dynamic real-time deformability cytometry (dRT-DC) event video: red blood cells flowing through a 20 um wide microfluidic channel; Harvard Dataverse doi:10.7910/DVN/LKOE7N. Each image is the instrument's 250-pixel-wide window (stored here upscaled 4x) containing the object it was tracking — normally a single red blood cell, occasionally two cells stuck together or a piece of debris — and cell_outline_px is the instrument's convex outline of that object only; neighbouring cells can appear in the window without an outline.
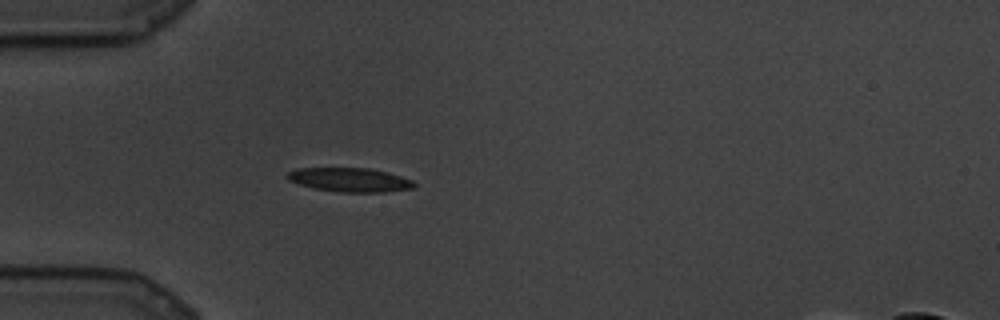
{"species": "common noctule bat (a hibernating species)", "species_latin": "Nyctalus noctula", "temperature_condition": "cold", "stored_images_in_passage": 63, "camera_frame_rate_fps": 3000, "um_per_image_px": 0.085, "animal": {"sex": "male", "body_mass_g": 19.5, "forearm_length_mm": 54.6}, "frame": {"image": 1, "passage_image": 1, "time_ms": 0.0, "image_size_px": [1000, 320], "cell_outline_px": [[416, 184], [412, 188], [384, 192], [340, 192], [316, 188], [300, 184], [288, 180], [284, 176], [288, 172], [296, 168], [372, 168], [400, 176], [412, 180]], "centroid_in_image_um": [29.71, 15.27], "position_along_channel_um": 55.3, "area_um2": 17.63}}
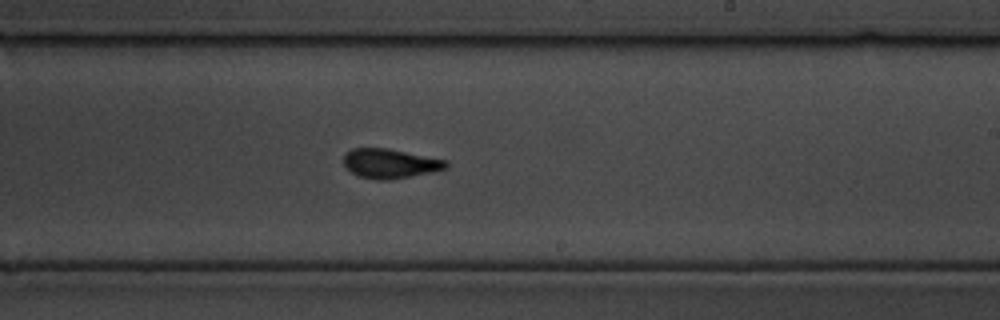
{"frame": {"image": 2, "passage_image": 28, "time_ms": 9.0, "image_size_px": [1000, 320], "cell_outline_px": [[448, 168], [388, 180], [376, 180], [360, 176], [352, 172], [344, 164], [344, 152], [352, 148], [388, 148], [448, 160]], "centroid_in_image_um": [33.14, 13.88], "position_along_channel_um": 255.9, "area_um2": 17.46}}
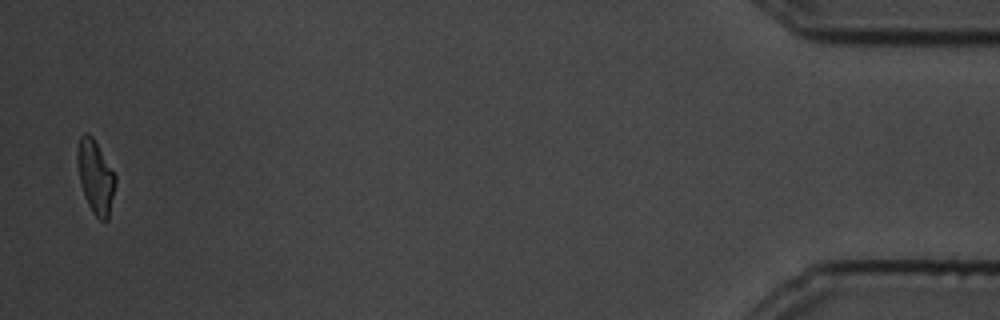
{"frame": {"image": 3, "passage_image": 61, "time_ms": 20.0, "image_size_px": [1000, 320], "cell_outline_px": [[116, 184], [108, 220], [100, 220], [92, 212], [84, 196], [80, 180], [76, 160], [76, 152], [80, 136], [84, 132], [88, 132], [92, 136], [116, 176]], "centroid_in_image_um": [8.11, 15.02], "position_along_channel_um": 427.1, "area_um2": 16.24}}